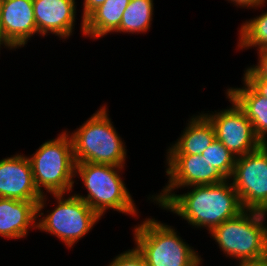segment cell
<instances>
[{"instance_id":"6","label":"cell","mask_w":267,"mask_h":266,"mask_svg":"<svg viewBox=\"0 0 267 266\" xmlns=\"http://www.w3.org/2000/svg\"><path fill=\"white\" fill-rule=\"evenodd\" d=\"M36 189L41 195L74 192L75 160L72 140L64 129L27 156ZM47 192V193H46Z\"/></svg>"},{"instance_id":"5","label":"cell","mask_w":267,"mask_h":266,"mask_svg":"<svg viewBox=\"0 0 267 266\" xmlns=\"http://www.w3.org/2000/svg\"><path fill=\"white\" fill-rule=\"evenodd\" d=\"M68 194V197L66 193L49 194L56 199V206L51 211L45 210L49 203L47 194L42 195L37 204V229L57 237L67 249H71L87 236L101 217L74 193Z\"/></svg>"},{"instance_id":"3","label":"cell","mask_w":267,"mask_h":266,"mask_svg":"<svg viewBox=\"0 0 267 266\" xmlns=\"http://www.w3.org/2000/svg\"><path fill=\"white\" fill-rule=\"evenodd\" d=\"M108 112L109 109L104 104L72 133L66 128L72 140L75 163L126 166L128 149Z\"/></svg>"},{"instance_id":"18","label":"cell","mask_w":267,"mask_h":266,"mask_svg":"<svg viewBox=\"0 0 267 266\" xmlns=\"http://www.w3.org/2000/svg\"><path fill=\"white\" fill-rule=\"evenodd\" d=\"M154 0H130L126 7L120 27L114 33L146 34L152 27Z\"/></svg>"},{"instance_id":"17","label":"cell","mask_w":267,"mask_h":266,"mask_svg":"<svg viewBox=\"0 0 267 266\" xmlns=\"http://www.w3.org/2000/svg\"><path fill=\"white\" fill-rule=\"evenodd\" d=\"M130 0H106L84 20V38L99 40L120 27Z\"/></svg>"},{"instance_id":"21","label":"cell","mask_w":267,"mask_h":266,"mask_svg":"<svg viewBox=\"0 0 267 266\" xmlns=\"http://www.w3.org/2000/svg\"><path fill=\"white\" fill-rule=\"evenodd\" d=\"M111 260L107 266H147L145 258L135 246L117 254Z\"/></svg>"},{"instance_id":"16","label":"cell","mask_w":267,"mask_h":266,"mask_svg":"<svg viewBox=\"0 0 267 266\" xmlns=\"http://www.w3.org/2000/svg\"><path fill=\"white\" fill-rule=\"evenodd\" d=\"M241 87H228L225 93L245 112L262 144H267V98L259 95L243 78Z\"/></svg>"},{"instance_id":"1","label":"cell","mask_w":267,"mask_h":266,"mask_svg":"<svg viewBox=\"0 0 267 266\" xmlns=\"http://www.w3.org/2000/svg\"><path fill=\"white\" fill-rule=\"evenodd\" d=\"M186 193H154L147 198L167 212L187 221L194 229L210 233L226 220L239 215L244 209L231 181L213 185L185 187Z\"/></svg>"},{"instance_id":"14","label":"cell","mask_w":267,"mask_h":266,"mask_svg":"<svg viewBox=\"0 0 267 266\" xmlns=\"http://www.w3.org/2000/svg\"><path fill=\"white\" fill-rule=\"evenodd\" d=\"M38 201L0 197V237L23 239L31 229H37Z\"/></svg>"},{"instance_id":"26","label":"cell","mask_w":267,"mask_h":266,"mask_svg":"<svg viewBox=\"0 0 267 266\" xmlns=\"http://www.w3.org/2000/svg\"><path fill=\"white\" fill-rule=\"evenodd\" d=\"M236 266H267V257L258 260L240 261Z\"/></svg>"},{"instance_id":"9","label":"cell","mask_w":267,"mask_h":266,"mask_svg":"<svg viewBox=\"0 0 267 266\" xmlns=\"http://www.w3.org/2000/svg\"><path fill=\"white\" fill-rule=\"evenodd\" d=\"M225 96L231 103L229 107L220 109V111L201 112L213 124L216 139L235 157H240L258 149L262 142L256 136L253 125L245 112L226 93Z\"/></svg>"},{"instance_id":"24","label":"cell","mask_w":267,"mask_h":266,"mask_svg":"<svg viewBox=\"0 0 267 266\" xmlns=\"http://www.w3.org/2000/svg\"><path fill=\"white\" fill-rule=\"evenodd\" d=\"M259 95L267 98V78H243Z\"/></svg>"},{"instance_id":"2","label":"cell","mask_w":267,"mask_h":266,"mask_svg":"<svg viewBox=\"0 0 267 266\" xmlns=\"http://www.w3.org/2000/svg\"><path fill=\"white\" fill-rule=\"evenodd\" d=\"M124 167L90 162L75 163L74 177L81 179L88 194H74L84 200L101 218L110 209L131 217L139 216L138 206L136 208L124 177L121 176Z\"/></svg>"},{"instance_id":"27","label":"cell","mask_w":267,"mask_h":266,"mask_svg":"<svg viewBox=\"0 0 267 266\" xmlns=\"http://www.w3.org/2000/svg\"><path fill=\"white\" fill-rule=\"evenodd\" d=\"M4 46L5 49L8 50H15L4 38V33L2 30V23H1V0H0V50Z\"/></svg>"},{"instance_id":"25","label":"cell","mask_w":267,"mask_h":266,"mask_svg":"<svg viewBox=\"0 0 267 266\" xmlns=\"http://www.w3.org/2000/svg\"><path fill=\"white\" fill-rule=\"evenodd\" d=\"M233 3L237 8L255 9L263 8L266 5L267 0H226ZM265 4V5H264Z\"/></svg>"},{"instance_id":"13","label":"cell","mask_w":267,"mask_h":266,"mask_svg":"<svg viewBox=\"0 0 267 266\" xmlns=\"http://www.w3.org/2000/svg\"><path fill=\"white\" fill-rule=\"evenodd\" d=\"M1 23L4 38L15 51L25 47L38 35L33 0H1Z\"/></svg>"},{"instance_id":"10","label":"cell","mask_w":267,"mask_h":266,"mask_svg":"<svg viewBox=\"0 0 267 266\" xmlns=\"http://www.w3.org/2000/svg\"><path fill=\"white\" fill-rule=\"evenodd\" d=\"M165 161L168 181L158 193H177L185 187L213 185L226 180L202 155L166 154Z\"/></svg>"},{"instance_id":"8","label":"cell","mask_w":267,"mask_h":266,"mask_svg":"<svg viewBox=\"0 0 267 266\" xmlns=\"http://www.w3.org/2000/svg\"><path fill=\"white\" fill-rule=\"evenodd\" d=\"M229 180L244 210H267V144L237 157Z\"/></svg>"},{"instance_id":"11","label":"cell","mask_w":267,"mask_h":266,"mask_svg":"<svg viewBox=\"0 0 267 266\" xmlns=\"http://www.w3.org/2000/svg\"><path fill=\"white\" fill-rule=\"evenodd\" d=\"M33 8L38 36L44 38L54 34L63 42L73 36L77 19L76 0H33Z\"/></svg>"},{"instance_id":"23","label":"cell","mask_w":267,"mask_h":266,"mask_svg":"<svg viewBox=\"0 0 267 266\" xmlns=\"http://www.w3.org/2000/svg\"><path fill=\"white\" fill-rule=\"evenodd\" d=\"M106 0H83L82 3V10L81 13V24H80V31L82 32V35L84 36V20L100 5H102Z\"/></svg>"},{"instance_id":"20","label":"cell","mask_w":267,"mask_h":266,"mask_svg":"<svg viewBox=\"0 0 267 266\" xmlns=\"http://www.w3.org/2000/svg\"><path fill=\"white\" fill-rule=\"evenodd\" d=\"M201 155L226 179L231 177L237 157H235L220 141L215 139Z\"/></svg>"},{"instance_id":"22","label":"cell","mask_w":267,"mask_h":266,"mask_svg":"<svg viewBox=\"0 0 267 266\" xmlns=\"http://www.w3.org/2000/svg\"><path fill=\"white\" fill-rule=\"evenodd\" d=\"M256 52L258 54L257 64L245 68L242 78H267V48Z\"/></svg>"},{"instance_id":"28","label":"cell","mask_w":267,"mask_h":266,"mask_svg":"<svg viewBox=\"0 0 267 266\" xmlns=\"http://www.w3.org/2000/svg\"><path fill=\"white\" fill-rule=\"evenodd\" d=\"M263 213H264V215L267 217V210H265Z\"/></svg>"},{"instance_id":"19","label":"cell","mask_w":267,"mask_h":266,"mask_svg":"<svg viewBox=\"0 0 267 266\" xmlns=\"http://www.w3.org/2000/svg\"><path fill=\"white\" fill-rule=\"evenodd\" d=\"M244 21L238 30L237 50L267 48V11Z\"/></svg>"},{"instance_id":"15","label":"cell","mask_w":267,"mask_h":266,"mask_svg":"<svg viewBox=\"0 0 267 266\" xmlns=\"http://www.w3.org/2000/svg\"><path fill=\"white\" fill-rule=\"evenodd\" d=\"M187 122L178 139L167 148L166 154L201 155L216 139L213 124L202 112L194 114Z\"/></svg>"},{"instance_id":"12","label":"cell","mask_w":267,"mask_h":266,"mask_svg":"<svg viewBox=\"0 0 267 266\" xmlns=\"http://www.w3.org/2000/svg\"><path fill=\"white\" fill-rule=\"evenodd\" d=\"M0 197L24 201H39L31 164L25 154L16 153L0 159Z\"/></svg>"},{"instance_id":"7","label":"cell","mask_w":267,"mask_h":266,"mask_svg":"<svg viewBox=\"0 0 267 266\" xmlns=\"http://www.w3.org/2000/svg\"><path fill=\"white\" fill-rule=\"evenodd\" d=\"M267 217L263 212L243 210L210 233L224 256L236 262L267 257Z\"/></svg>"},{"instance_id":"4","label":"cell","mask_w":267,"mask_h":266,"mask_svg":"<svg viewBox=\"0 0 267 266\" xmlns=\"http://www.w3.org/2000/svg\"><path fill=\"white\" fill-rule=\"evenodd\" d=\"M146 216L133 227L135 247L147 266H203L197 249L183 239L175 227Z\"/></svg>"}]
</instances>
